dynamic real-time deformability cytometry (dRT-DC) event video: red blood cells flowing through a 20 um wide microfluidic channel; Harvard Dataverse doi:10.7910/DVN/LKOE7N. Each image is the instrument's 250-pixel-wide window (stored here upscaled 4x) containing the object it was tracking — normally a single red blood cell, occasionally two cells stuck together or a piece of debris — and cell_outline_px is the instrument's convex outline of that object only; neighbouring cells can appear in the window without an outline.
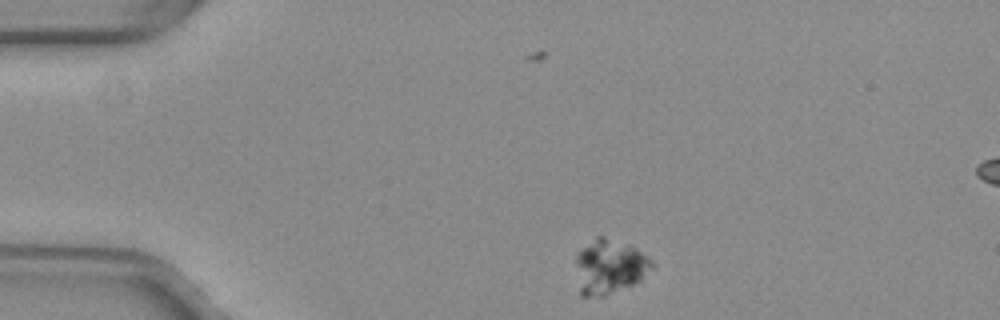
{"species": "common noctule bat (a hibernating species)", "species_latin": "Nyctalus noctula", "temperature_condition": "warm", "stored_images_in_passage": 45, "segment_of_instrument_passage": [1, 2], "camera_frame_rate_fps": 3000, "um_per_image_px": 0.085, "animal": {"sex": "female", "body_mass_g": 29.2, "forearm_length_mm": 56.3}, "frame": {"image": 1, "passage_image": 1, "time_ms": 0.0, "image_size_px": [1000, 320], "cell_outline_px": [[652, 268], [640, 280], [632, 284], [604, 296], [580, 296], [576, 264], [576, 252], [596, 236], [604, 236], [628, 244], [636, 248], [648, 256], [652, 260]], "centroid_in_image_um": [51.79, 22.64], "position_along_channel_um": 33.2, "area_um2": 24.1}}
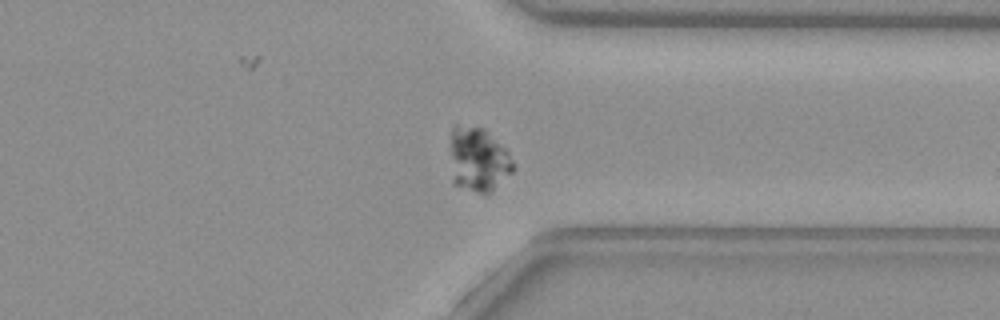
{"frame": {"image": 2, "passage_image": 32, "time_ms": 10.333, "image_size_px": [1000, 320], "cell_outline_px": [[516, 168], [488, 196], [452, 184], [452, 124], [456, 124], [484, 128], [508, 152]], "centroid_in_image_um": [40.67, 13.6], "position_along_channel_um": 370.7, "area_um2": 23.64}}
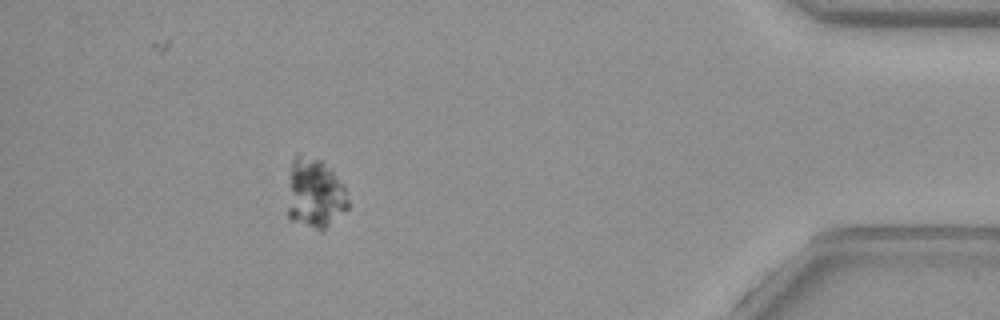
{"frame": {"image": 3, "passage_image": 39, "time_ms": 12.667, "image_size_px": [1000, 320], "cell_outline_px": [[348, 208], [320, 232], [292, 220], [288, 216], [288, 208], [292, 160], [296, 152], [300, 152], [320, 160], [344, 184], [348, 200]], "centroid_in_image_um": [26.76, 16.44], "position_along_channel_um": 408.4, "area_um2": 24.39}}